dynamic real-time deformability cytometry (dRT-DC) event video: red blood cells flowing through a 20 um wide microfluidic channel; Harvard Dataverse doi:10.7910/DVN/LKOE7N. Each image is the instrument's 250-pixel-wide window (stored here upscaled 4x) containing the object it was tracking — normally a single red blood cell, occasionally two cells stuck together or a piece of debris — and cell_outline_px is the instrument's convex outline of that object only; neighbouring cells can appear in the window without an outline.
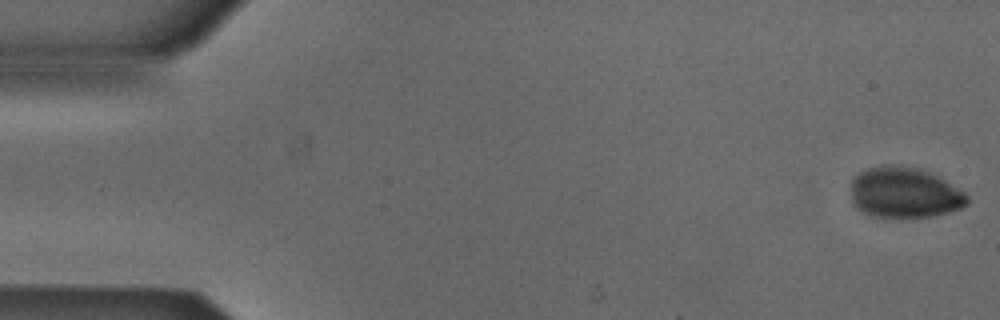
{"species": "Egyptian fruit bat (a non-hibernating species)", "species_latin": "Rousettus aegyptiacus", "temperature_condition": "cold", "stored_images_in_passage": 52, "camera_frame_rate_fps": 3000, "um_per_image_px": 0.085, "animal": {"sex": "male"}, "frame": {"image": 1, "passage_image": 1, "time_ms": 0.0, "image_size_px": [1000, 320], "cell_outline_px": [[968, 204], [960, 208], [936, 216], [912, 220], [868, 216], [860, 212], [852, 204], [852, 180], [860, 172], [868, 168], [920, 168], [944, 180], [964, 192], [968, 196]], "centroid_in_image_um": [76.88, 16.48], "position_along_channel_um": 8.1, "area_um2": 34.39}}
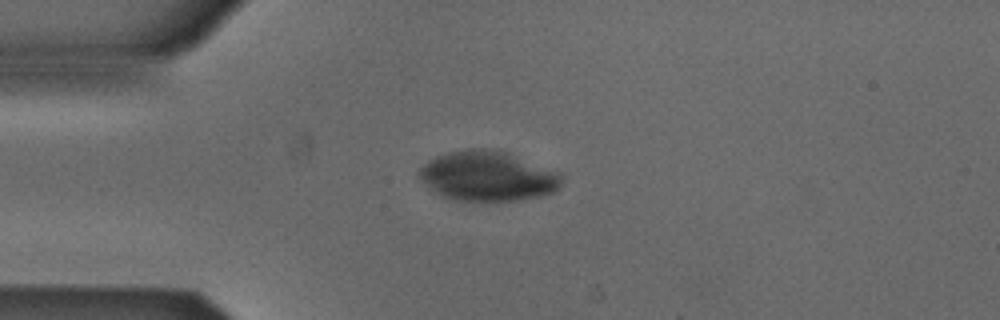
{"frame": {"image": 2, "passage_image": 13, "time_ms": 4.0, "image_size_px": [1000, 320], "cell_outline_px": [[564, 180], [560, 188], [552, 192], [540, 196], [516, 200], [452, 200], [440, 196], [428, 188], [420, 180], [420, 168], [428, 160], [436, 156], [448, 152], [468, 148], [488, 148], [504, 152], [560, 172]], "centroid_in_image_um": [41.44, 14.97], "position_along_channel_um": 43.6, "area_um2": 41.38}}
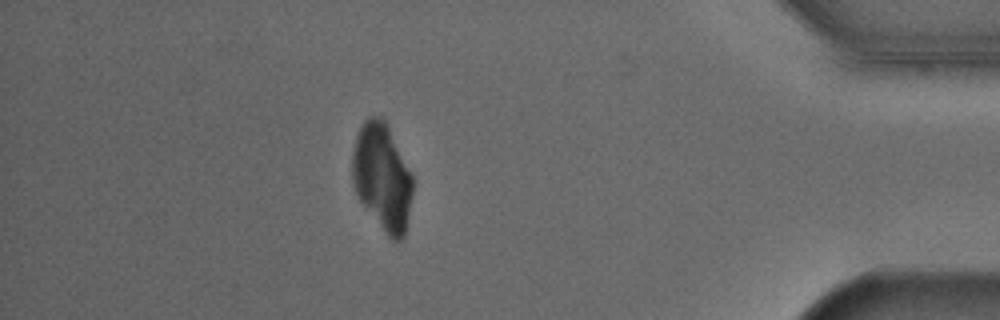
{"frame": {"image": 3, "passage_image": 46, "time_ms": 15.0, "image_size_px": [1000, 320], "cell_outline_px": [[412, 196], [404, 236], [400, 240], [392, 240], [388, 236], [360, 200], [352, 184], [352, 152], [356, 136], [364, 120], [368, 116], [380, 116], [384, 120], [412, 176]], "centroid_in_image_um": [32.46, 15.04], "position_along_channel_um": 402.7, "area_um2": 36.93}}